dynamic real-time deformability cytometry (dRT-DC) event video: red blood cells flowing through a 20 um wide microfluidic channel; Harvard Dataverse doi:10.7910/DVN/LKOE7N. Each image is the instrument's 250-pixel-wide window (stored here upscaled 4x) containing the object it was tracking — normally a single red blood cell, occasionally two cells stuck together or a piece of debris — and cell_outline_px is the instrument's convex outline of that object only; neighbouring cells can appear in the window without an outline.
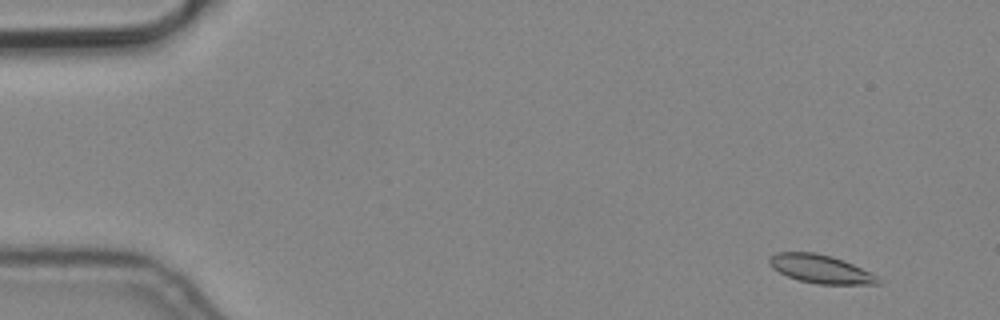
{"species": "common noctule bat (a hibernating species)", "species_latin": "Nyctalus noctula", "temperature_condition": "cold", "stored_images_in_passage": 4, "camera_frame_rate_fps": 3000, "um_per_image_px": 0.085, "animal": {"sex": "male", "body_mass_g": 19.2, "forearm_length_mm": 51.8}, "frame": {"image": 1, "passage_image": 1, "time_ms": 0.0, "image_size_px": [1000, 320], "cell_outline_px": [[884, 284], [816, 284], [800, 280], [788, 276], [772, 268], [768, 264], [768, 256], [776, 252], [812, 252], [832, 256], [844, 260], [884, 280]], "centroid_in_image_um": [69.73, 22.86], "position_along_channel_um": 15.3, "area_um2": 18.03}}